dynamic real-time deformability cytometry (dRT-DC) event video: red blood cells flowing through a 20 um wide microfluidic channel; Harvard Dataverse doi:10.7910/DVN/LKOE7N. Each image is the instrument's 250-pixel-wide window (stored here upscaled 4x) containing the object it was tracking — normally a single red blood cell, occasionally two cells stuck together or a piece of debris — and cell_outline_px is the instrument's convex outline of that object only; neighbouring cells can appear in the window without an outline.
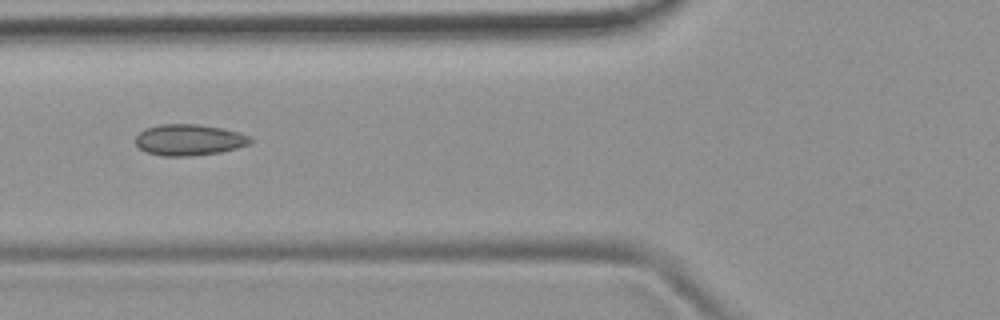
{"species": "common noctule bat (a hibernating species)", "species_latin": "Nyctalus noctula", "temperature_condition": "room temperature", "stored_images_in_passage": 9, "camera_frame_rate_fps": 3000, "um_per_image_px": 0.085, "animal": {"sex": "female", "body_mass_g": 19.9}, "frame": {"image": 1, "passage_image": 6, "time_ms": 1.667, "image_size_px": [1000, 320], "cell_outline_px": [[256, 140], [248, 144], [236, 148], [220, 152], [192, 156], [164, 156], [144, 152], [136, 144], [136, 136], [144, 128], [160, 124], [196, 124], [220, 128], [240, 132], [252, 136]], "centroid_in_image_um": [16.09, 11.89], "position_along_channel_um": 109.7, "area_um2": 21.04}}
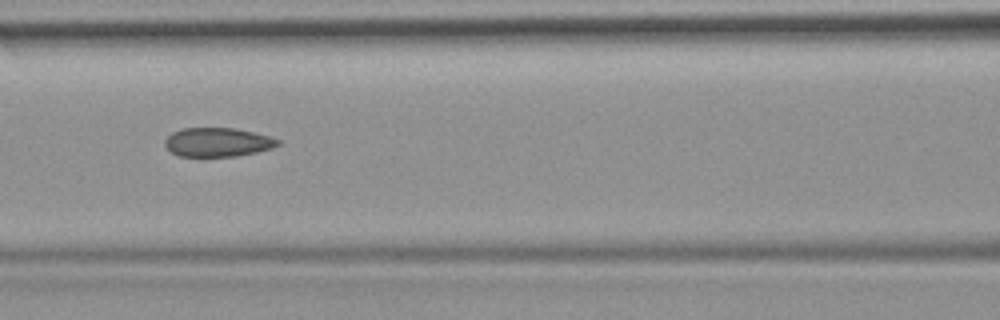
{"frame": {"image": 2, "passage_image": 7, "time_ms": 2.0, "image_size_px": [1000, 320], "cell_outline_px": [[280, 144], [272, 148], [256, 152], [236, 156], [180, 156], [172, 152], [164, 144], [164, 140], [172, 132], [180, 128], [236, 128], [268, 136], [280, 140]], "centroid_in_image_um": [18.49, 12.08], "position_along_channel_um": 148.1, "area_um2": 18.96}}
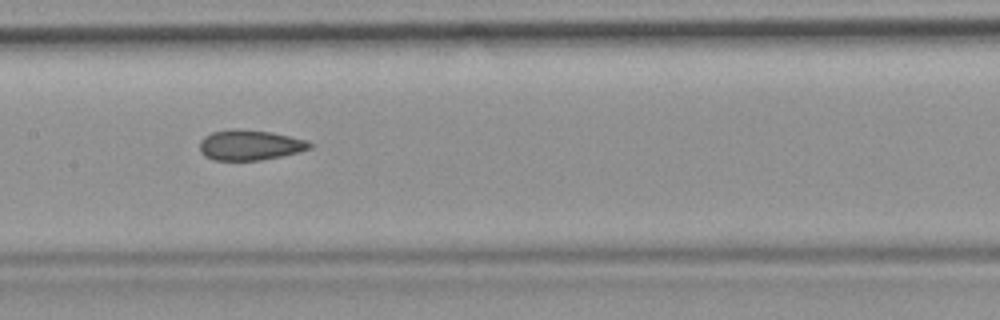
{"frame": {"image": 3, "passage_image": 8, "time_ms": 2.333, "image_size_px": [1000, 320], "cell_outline_px": [[312, 148], [280, 156], [260, 160], [212, 160], [204, 156], [200, 152], [200, 140], [204, 136], [212, 132], [232, 128], [272, 132], [308, 140], [312, 144]], "centroid_in_image_um": [21.21, 12.32], "position_along_channel_um": 186.2, "area_um2": 19.48}}